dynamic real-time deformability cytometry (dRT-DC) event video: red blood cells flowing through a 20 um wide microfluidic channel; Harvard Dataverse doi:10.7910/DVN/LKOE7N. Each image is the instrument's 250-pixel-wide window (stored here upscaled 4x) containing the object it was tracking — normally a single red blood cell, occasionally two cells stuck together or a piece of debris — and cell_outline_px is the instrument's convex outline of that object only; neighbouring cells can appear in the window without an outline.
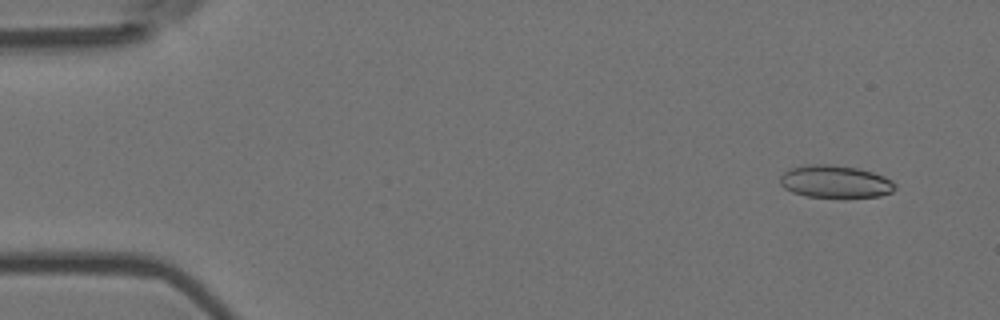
{"species": "Egyptian fruit bat (a non-hibernating species)", "species_latin": "Rousettus aegyptiacus", "temperature_condition": "room temperature", "stored_images_in_passage": 6, "camera_frame_rate_fps": 3000, "um_per_image_px": 0.085, "animal": {"sex": "female"}, "frame": {"image": 1, "passage_image": 1, "time_ms": 0.0, "image_size_px": [1000, 320], "cell_outline_px": [[896, 188], [892, 192], [880, 196], [844, 200], [804, 196], [792, 192], [784, 188], [780, 184], [780, 176], [788, 168], [804, 164], [832, 164], [856, 168], [872, 172], [884, 176], [892, 180], [896, 184]], "centroid_in_image_um": [70.99, 15.48], "position_along_channel_um": 14.0, "area_um2": 22.83}}
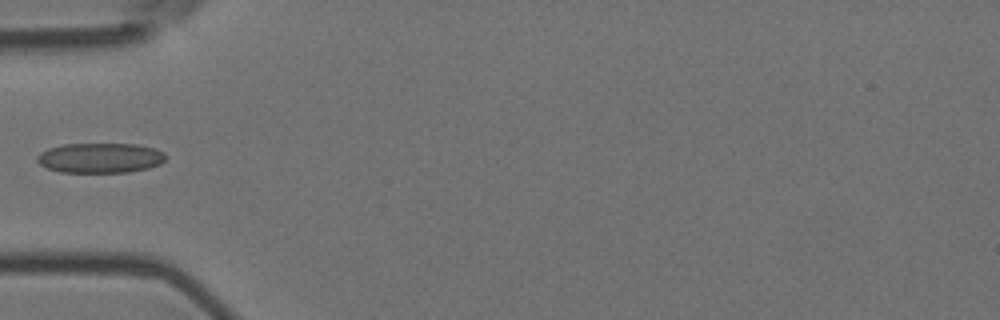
{"frame": {"image": 2, "passage_image": 5, "time_ms": 1.333, "image_size_px": [1000, 320], "cell_outline_px": [[164, 160], [160, 164], [148, 168], [128, 172], [60, 172], [48, 168], [40, 164], [36, 160], [36, 156], [40, 152], [48, 148], [64, 144], [136, 144], [152, 148], [164, 152]], "centroid_in_image_um": [8.48, 13.42], "position_along_channel_um": 76.5, "area_um2": 22.37}}
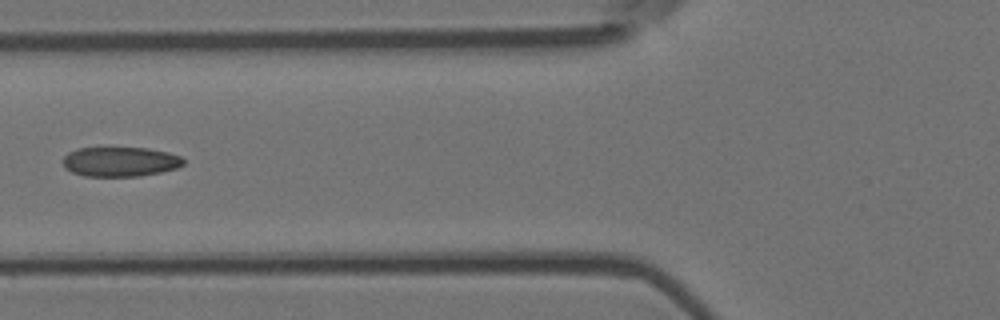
{"frame": {"image": 3, "passage_image": 6, "time_ms": 1.667, "image_size_px": [1000, 320], "cell_outline_px": [[184, 164], [176, 168], [160, 172], [140, 176], [84, 176], [72, 172], [64, 168], [64, 156], [68, 152], [76, 148], [148, 148], [168, 152], [180, 156], [184, 160]], "centroid_in_image_um": [10.21, 13.74], "position_along_channel_um": 115.6, "area_um2": 20.81}}